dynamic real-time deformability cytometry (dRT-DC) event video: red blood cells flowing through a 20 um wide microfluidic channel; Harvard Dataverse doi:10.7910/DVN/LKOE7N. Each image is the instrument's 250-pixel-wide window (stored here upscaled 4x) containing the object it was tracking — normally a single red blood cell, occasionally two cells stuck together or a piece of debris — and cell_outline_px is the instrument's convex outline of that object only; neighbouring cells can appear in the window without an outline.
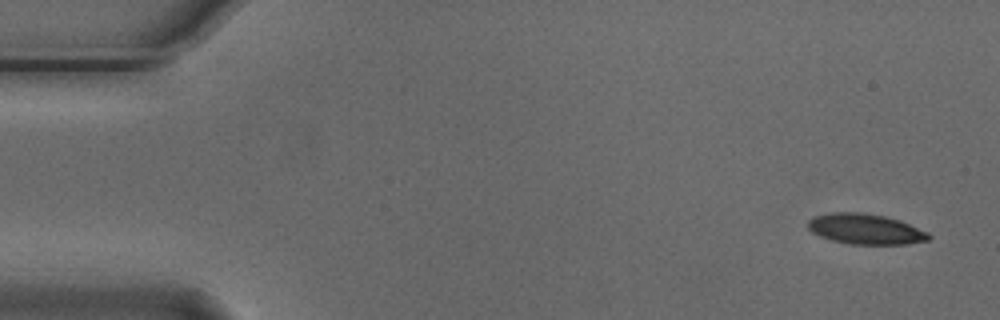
{"species": "Egyptian fruit bat (a non-hibernating species)", "species_latin": "Rousettus aegyptiacus", "temperature_condition": "cold", "stored_images_in_passage": 3, "camera_frame_rate_fps": 3000, "um_per_image_px": 0.085, "animal": {"sex": "male"}, "frame": {"image": 1, "passage_image": 3, "time_ms": 0.667, "image_size_px": [1000, 320], "cell_outline_px": [[932, 236], [928, 240], [908, 244], [852, 244], [832, 240], [820, 236], [812, 232], [808, 228], [808, 220], [816, 216], [828, 212], [864, 212], [884, 216], [900, 220], [928, 232]], "centroid_in_image_um": [73.57, 19.46], "position_along_channel_um": 11.4, "area_um2": 21.44}}